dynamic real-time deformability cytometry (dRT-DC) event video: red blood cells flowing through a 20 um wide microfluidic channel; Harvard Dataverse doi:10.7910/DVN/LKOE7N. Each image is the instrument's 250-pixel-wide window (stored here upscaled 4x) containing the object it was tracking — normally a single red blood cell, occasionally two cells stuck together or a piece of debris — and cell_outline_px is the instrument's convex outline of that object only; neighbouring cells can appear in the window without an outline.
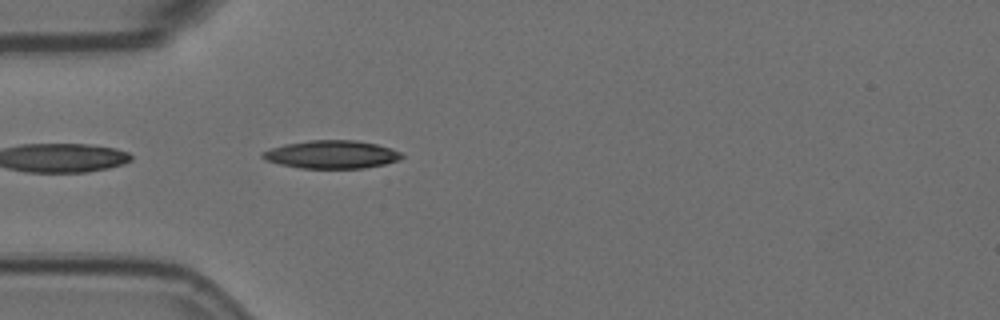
{"species": "Egyptian fruit bat (a non-hibernating species)", "species_latin": "Rousettus aegyptiacus", "temperature_condition": "room temperature", "stored_images_in_passage": 1, "camera_frame_rate_fps": 3000, "um_per_image_px": 0.085, "animal": {"sex": "female"}, "frame": {"image": 1, "passage_image": 1, "time_ms": 0.0, "image_size_px": [1000, 320], "cell_outline_px": [[404, 156], [400, 160], [384, 164], [364, 168], [300, 168], [280, 164], [264, 160], [260, 156], [260, 152], [284, 144], [308, 140], [356, 140], [376, 144], [392, 148], [400, 152]], "centroid_in_image_um": [28.17, 13.12], "position_along_channel_um": 56.8, "area_um2": 22.89}}